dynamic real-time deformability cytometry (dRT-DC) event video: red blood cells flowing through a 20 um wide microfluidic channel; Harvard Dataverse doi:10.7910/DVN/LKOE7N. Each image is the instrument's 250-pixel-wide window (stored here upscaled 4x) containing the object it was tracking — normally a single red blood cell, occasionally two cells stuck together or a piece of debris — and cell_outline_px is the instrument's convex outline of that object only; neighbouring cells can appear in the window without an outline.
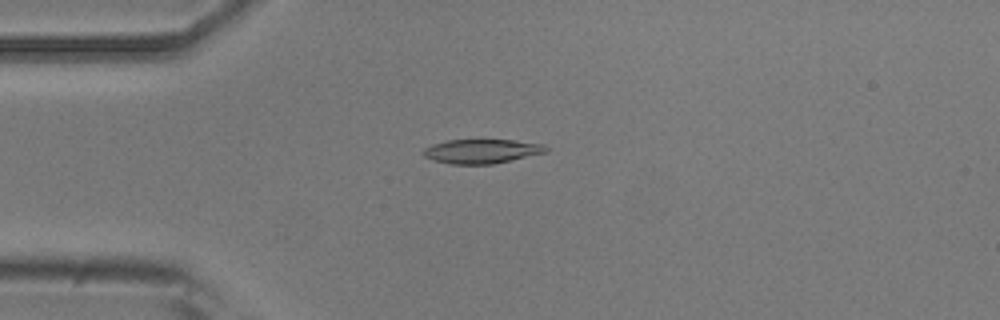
{"species": "common noctule bat (a hibernating species)", "species_latin": "Nyctalus noctula", "temperature_condition": "room temperature", "stored_images_in_passage": 52, "camera_frame_rate_fps": 3000, "um_per_image_px": 0.085, "animal": {"sex": "male", "body_mass_g": 20.5, "forearm_length_mm": 52.5}, "frame": {"image": 1, "passage_image": 13, "time_ms": 4.0, "image_size_px": [1000, 320], "cell_outline_px": [[548, 152], [492, 164], [452, 164], [432, 160], [424, 156], [424, 148], [432, 144], [448, 140], [512, 140], [544, 144], [548, 148]], "centroid_in_image_um": [40.95, 12.85], "position_along_channel_um": 44.0, "area_um2": 17.22}}
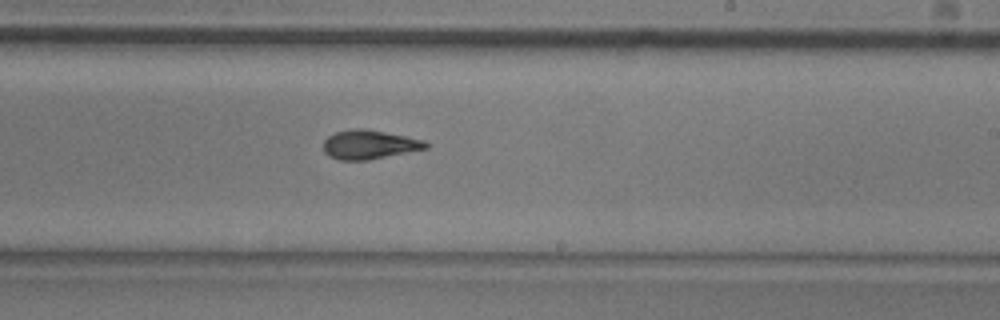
{"frame": {"image": 2, "passage_image": 31, "time_ms": 10.0, "image_size_px": [1000, 320], "cell_outline_px": [[432, 144], [428, 148], [368, 160], [340, 160], [328, 156], [324, 152], [324, 140], [328, 136], [336, 132], [356, 128], [360, 128], [384, 132], [424, 140]], "centroid_in_image_um": [31.4, 12.3], "position_along_channel_um": 257.6, "area_um2": 17.22}}
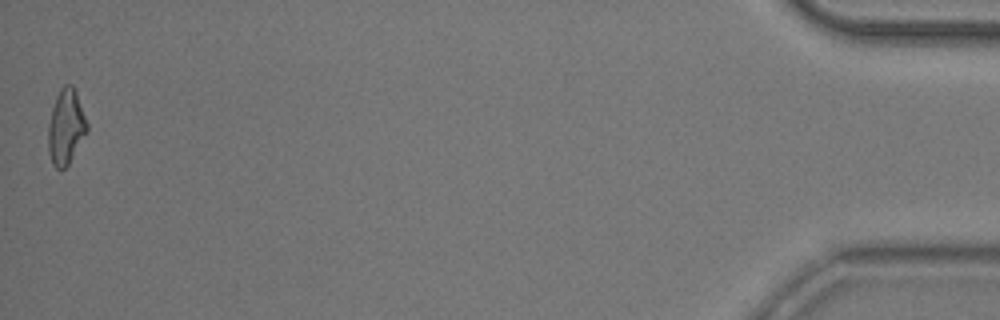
{"frame": {"image": 3, "passage_image": 52, "time_ms": 17.0, "image_size_px": [1000, 320], "cell_outline_px": [[88, 132], [68, 164], [60, 172], [52, 164], [48, 152], [48, 124], [52, 108], [56, 96], [60, 88], [64, 84], [72, 84], [76, 92], [88, 124]], "centroid_in_image_um": [5.6, 10.8], "position_along_channel_um": 429.6, "area_um2": 17.17}, "authors_computed_cell_mechanics": {"area_um2": 17.1666, "velocity_mm_per_s": 3.8347, "shape_relaxation_time_tau1_ms": 3.9745, "shape_relaxation_time_tau2_ms": 2.3886, "deformation_change_tau1": 0.1513, "deformation_change_tau2": 0.0907}}